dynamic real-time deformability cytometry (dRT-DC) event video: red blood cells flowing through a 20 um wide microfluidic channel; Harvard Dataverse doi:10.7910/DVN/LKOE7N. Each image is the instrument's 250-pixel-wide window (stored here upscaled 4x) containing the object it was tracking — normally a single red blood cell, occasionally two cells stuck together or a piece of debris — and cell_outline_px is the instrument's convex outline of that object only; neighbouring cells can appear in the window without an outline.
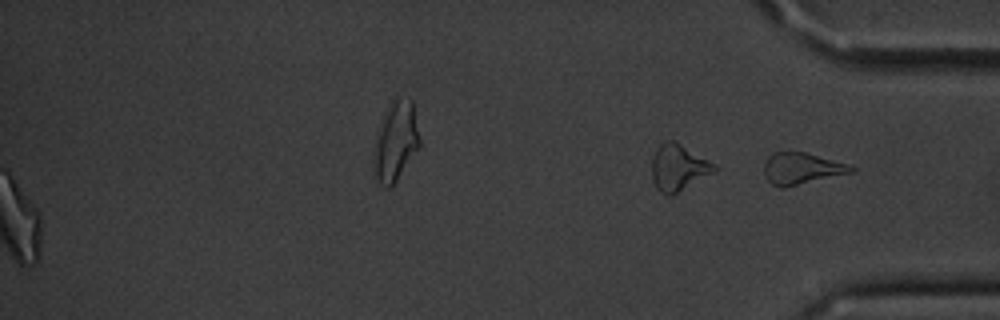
{"species": "common noctule bat (a hibernating species)", "species_latin": "Nyctalus noctula", "temperature_condition": "cold", "stored_images_in_passage": 56, "segment_of_instrument_passage": [2, 2], "camera_frame_rate_fps": 3000, "um_per_image_px": 0.085, "animal": {"sex": "male", "body_mass_g": 20.1, "forearm_length_mm": 53.5}, "frame": {"image": 1, "passage_image": 56, "time_ms": 18.333, "image_size_px": [1000, 320], "cell_outline_px": [[856, 168], [852, 172], [784, 188], [780, 188], [772, 184], [768, 180], [764, 172], [764, 164], [768, 156], [772, 152], [804, 152], [852, 164]], "centroid_in_image_um": [68.15, 14.32], "position_along_channel_um": 367.0, "area_um2": 16.07}}